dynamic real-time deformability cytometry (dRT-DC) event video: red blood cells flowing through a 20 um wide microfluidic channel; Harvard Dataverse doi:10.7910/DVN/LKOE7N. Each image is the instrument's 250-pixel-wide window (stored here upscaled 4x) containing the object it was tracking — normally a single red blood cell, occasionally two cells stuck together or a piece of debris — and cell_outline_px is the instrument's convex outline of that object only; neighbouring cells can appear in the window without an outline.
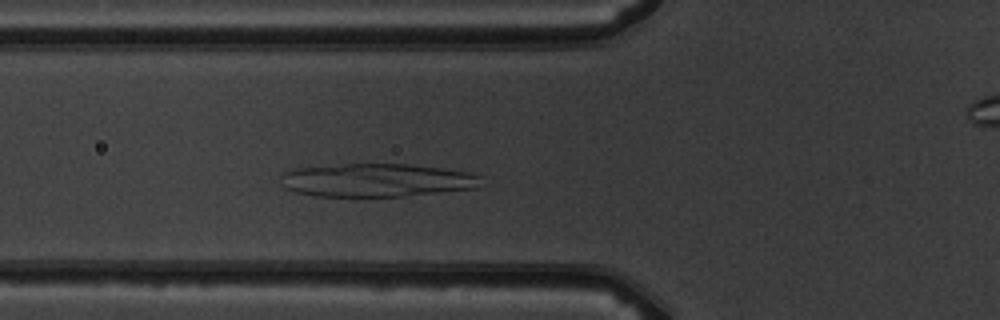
{"species": "common noctule bat (a hibernating species)", "species_latin": "Nyctalus noctula", "temperature_condition": "warm", "stored_images_in_passage": 3, "camera_frame_rate_fps": 3000, "um_per_image_px": 0.085, "animal": {"sex": "male", "body_mass_g": 19.5, "forearm_length_mm": 54.6}, "frame": {"image": 1, "passage_image": 2, "time_ms": 1.0, "image_size_px": [1000, 320], "cell_outline_px": [[484, 176], [476, 188], [404, 196], [312, 196], [296, 192], [284, 188], [280, 184], [280, 176], [284, 172], [292, 168], [344, 164], [408, 164], [476, 172]], "centroid_in_image_um": [32.02, 15.31], "position_along_channel_um": 93.8, "area_um2": 39.3}}